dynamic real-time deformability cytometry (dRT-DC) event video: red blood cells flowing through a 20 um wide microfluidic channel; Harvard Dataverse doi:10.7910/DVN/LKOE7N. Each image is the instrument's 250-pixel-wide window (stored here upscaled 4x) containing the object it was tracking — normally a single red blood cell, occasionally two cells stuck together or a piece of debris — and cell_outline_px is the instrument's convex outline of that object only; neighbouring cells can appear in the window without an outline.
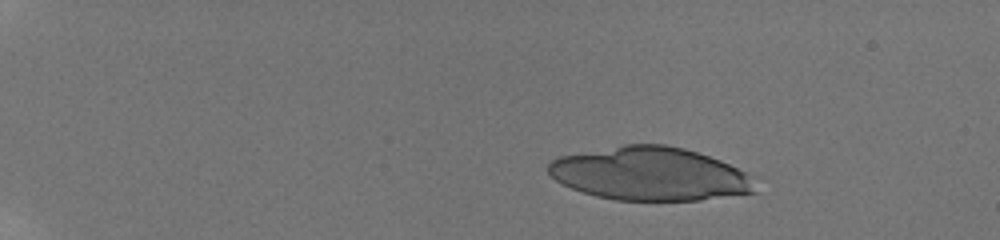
{"species": "human", "species_latin": "Homo sapiens", "temperature_condition": "room temperature", "stored_images_in_passage": 21, "camera_frame_rate_fps": 3000, "um_per_image_px": 0.085, "donor": {"sex": "male"}, "frame": {"image": 1, "passage_image": 7, "time_ms": 2.667, "image_size_px": [1000, 240], "cell_outline_px": [[756, 192], [700, 200], [616, 200], [596, 196], [572, 188], [556, 180], [548, 172], [548, 164], [552, 160], [560, 156], [624, 144], [664, 144], [684, 148], [720, 160], [744, 172]], "centroid_in_image_um": [55.18, 14.77], "position_along_channel_um": 29.8, "area_um2": 63.52}}
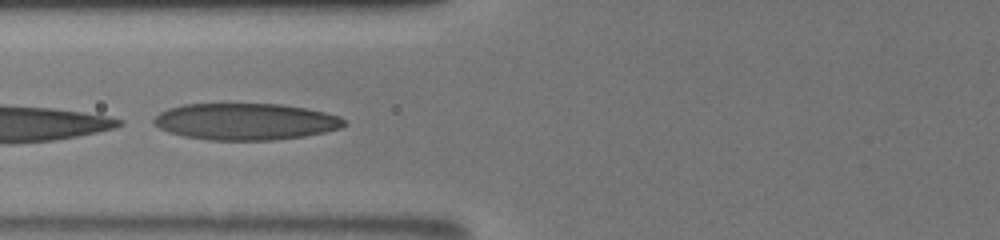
{"frame": {"image": 2, "passage_image": 18, "time_ms": 8.0, "image_size_px": [1000, 240], "cell_outline_px": [[348, 124], [340, 128], [324, 132], [304, 136], [272, 140], [208, 140], [184, 136], [168, 132], [160, 128], [152, 120], [160, 112], [168, 108], [184, 104], [280, 104], [304, 108], [324, 112], [340, 116]], "centroid_in_image_um": [20.87, 10.33], "position_along_channel_um": 104.9, "area_um2": 40.58}}